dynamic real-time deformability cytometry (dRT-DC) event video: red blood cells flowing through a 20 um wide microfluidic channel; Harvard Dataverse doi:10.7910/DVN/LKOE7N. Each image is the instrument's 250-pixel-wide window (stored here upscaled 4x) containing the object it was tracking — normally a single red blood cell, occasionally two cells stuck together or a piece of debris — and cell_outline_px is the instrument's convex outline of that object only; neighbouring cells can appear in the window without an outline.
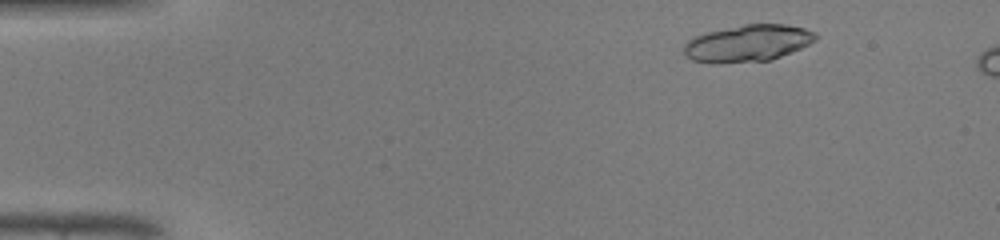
{"species": "common noctule bat (a hibernating species)", "species_latin": "Nyctalus noctula", "temperature_condition": "warm", "stored_images_in_passage": 5, "camera_frame_rate_fps": 3000, "um_per_image_px": 0.085, "animal": {"sex": "male", "body_mass_g": 19.0, "forearm_length_mm": 50.8}, "frame": {"image": 1, "passage_image": 2, "time_ms": 0.333, "image_size_px": [1000, 240], "cell_outline_px": [[816, 40], [800, 48], [772, 60], [720, 64], [712, 64], [692, 60], [684, 52], [684, 44], [688, 40], [696, 36], [708, 32], [744, 24], [788, 24], [804, 28], [816, 32]], "centroid_in_image_um": [63.56, 3.68], "position_along_channel_um": 21.4, "area_um2": 28.32}}